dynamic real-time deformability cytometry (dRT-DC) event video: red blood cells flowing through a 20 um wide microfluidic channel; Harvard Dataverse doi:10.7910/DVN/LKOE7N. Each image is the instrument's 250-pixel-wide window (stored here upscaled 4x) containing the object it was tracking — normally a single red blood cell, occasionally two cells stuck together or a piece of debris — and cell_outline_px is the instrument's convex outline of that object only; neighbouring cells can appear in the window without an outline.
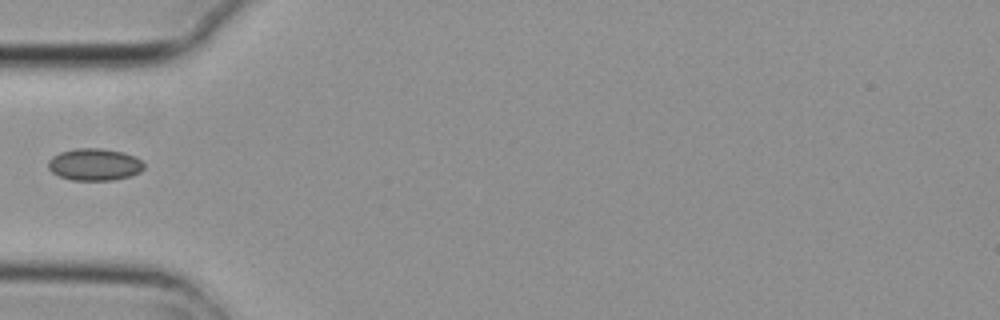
{"species": "common noctule bat (a hibernating species)", "species_latin": "Nyctalus noctula", "temperature_condition": "cold", "stored_images_in_passage": 6, "camera_frame_rate_fps": 3000, "um_per_image_px": 0.085, "animal": {"sex": "female", "body_mass_g": 29.2, "forearm_length_mm": 56.3}, "frame": {"image": 1, "passage_image": 6, "time_ms": 1.667, "image_size_px": [1000, 320], "cell_outline_px": [[144, 168], [140, 172], [132, 176], [112, 180], [72, 180], [60, 176], [52, 172], [48, 168], [48, 160], [52, 156], [60, 152], [76, 148], [100, 148], [124, 152], [136, 156], [144, 164]], "centroid_in_image_um": [8.05, 13.98], "position_along_channel_um": 77.0, "area_um2": 18.03}}